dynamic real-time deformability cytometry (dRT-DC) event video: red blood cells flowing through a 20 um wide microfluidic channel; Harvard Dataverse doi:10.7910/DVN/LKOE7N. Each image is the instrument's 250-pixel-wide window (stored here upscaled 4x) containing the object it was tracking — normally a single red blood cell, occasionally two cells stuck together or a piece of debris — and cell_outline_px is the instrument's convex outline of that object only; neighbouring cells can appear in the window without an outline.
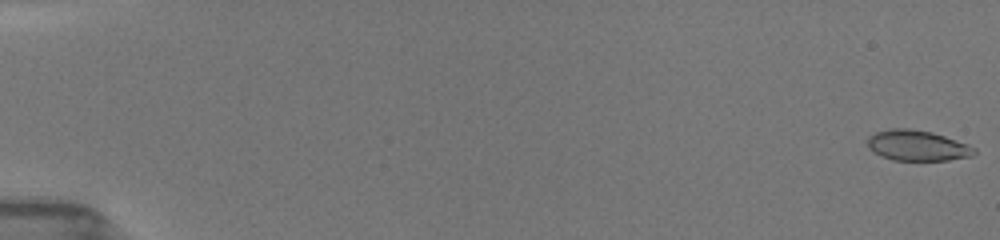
{"species": "common noctule bat (a hibernating species)", "species_latin": "Nyctalus noctula", "temperature_condition": "room temperature", "stored_images_in_passage": 41, "camera_frame_rate_fps": 3000, "um_per_image_px": 0.085, "animal": {"sex": "female", "body_mass_g": 19.5, "forearm_length_mm": 54.1}, "frame": {"image": 1, "passage_image": 1, "time_ms": 0.0, "image_size_px": [1000, 240], "cell_outline_px": [[976, 152], [972, 156], [948, 160], [892, 160], [880, 156], [872, 152], [868, 148], [868, 136], [876, 132], [892, 128], [908, 128], [932, 132], [968, 144], [976, 148]], "centroid_in_image_um": [77.95, 12.37], "position_along_channel_um": 7.0, "area_um2": 19.07}}
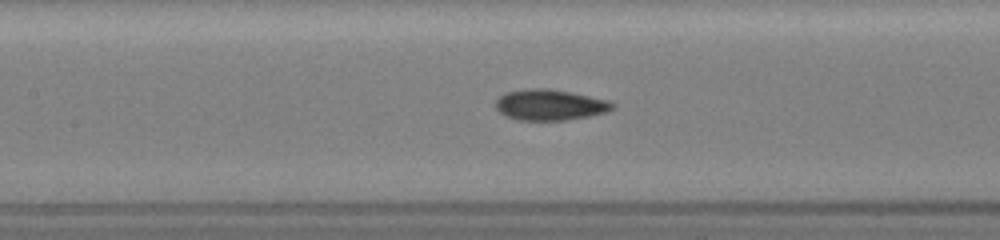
{"frame": {"image": 2, "passage_image": 16, "time_ms": 8.333, "image_size_px": [1000, 240], "cell_outline_px": [[616, 104], [608, 112], [588, 116], [564, 120], [516, 120], [500, 112], [496, 108], [496, 100], [504, 92], [528, 88], [548, 88], [572, 92], [608, 100]], "centroid_in_image_um": [46.74, 8.9], "position_along_channel_um": 160.7, "area_um2": 21.04}}
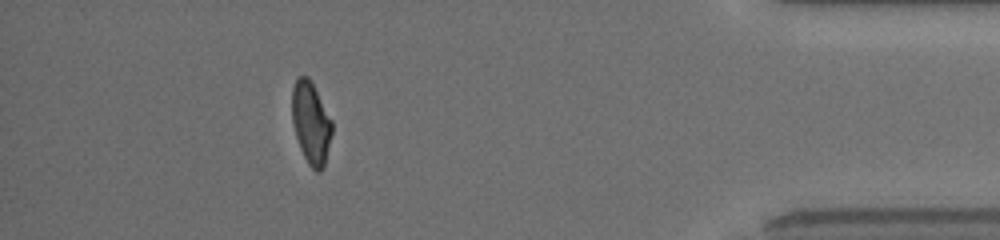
{"frame": {"image": 3, "passage_image": 36, "time_ms": 15.667, "image_size_px": [1000, 240], "cell_outline_px": [[332, 132], [324, 164], [320, 172], [316, 172], [308, 164], [300, 148], [292, 124], [292, 88], [296, 80], [300, 76], [308, 76], [312, 80], [332, 120]], "centroid_in_image_um": [26.43, 10.41], "position_along_channel_um": 408.8, "area_um2": 19.19}, "authors_computed_cell_mechanics": {"area_um2": 20.0566, "velocity_mm_per_s": 3.9835, "shape_relaxation_time_tau1_ms": 6.8581, "shape_relaxation_time_tau2_ms": 3.1906, "deformation_change_tau1": 0.1891, "deformation_change_tau2": 0.0705}}